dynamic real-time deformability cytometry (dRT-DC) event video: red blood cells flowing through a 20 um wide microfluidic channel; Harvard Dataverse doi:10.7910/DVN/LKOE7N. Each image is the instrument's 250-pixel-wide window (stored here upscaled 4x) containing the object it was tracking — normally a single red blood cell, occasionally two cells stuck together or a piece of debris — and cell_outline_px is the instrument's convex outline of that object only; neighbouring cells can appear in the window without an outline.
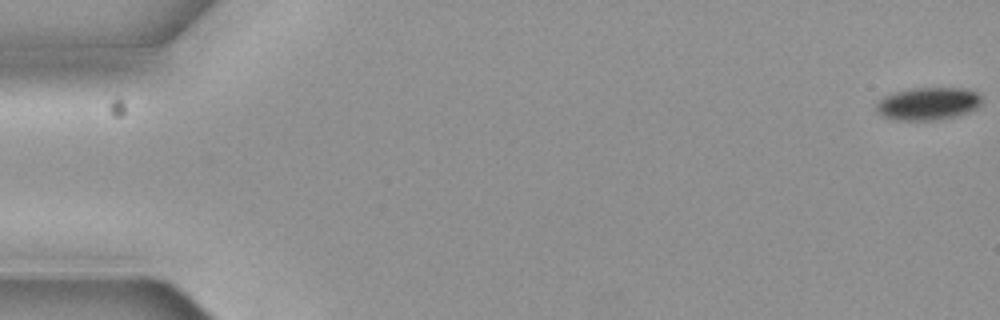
{"species": "common noctule bat (a hibernating species)", "species_latin": "Nyctalus noctula", "temperature_condition": "cold", "stored_images_in_passage": 5, "camera_frame_rate_fps": 3000, "um_per_image_px": 0.085, "animal": {"sex": "female", "body_mass_g": 19.3, "forearm_length_mm": 54.1}, "frame": {"image": 1, "passage_image": 1, "time_ms": 0.0, "image_size_px": [1000, 320], "cell_outline_px": [[980, 104], [976, 108], [968, 112], [956, 116], [932, 120], [900, 120], [884, 116], [876, 108], [876, 104], [884, 96], [892, 92], [912, 88], [968, 88], [976, 92], [980, 96]], "centroid_in_image_um": [78.89, 8.79], "position_along_channel_um": 6.1, "area_um2": 19.88}}
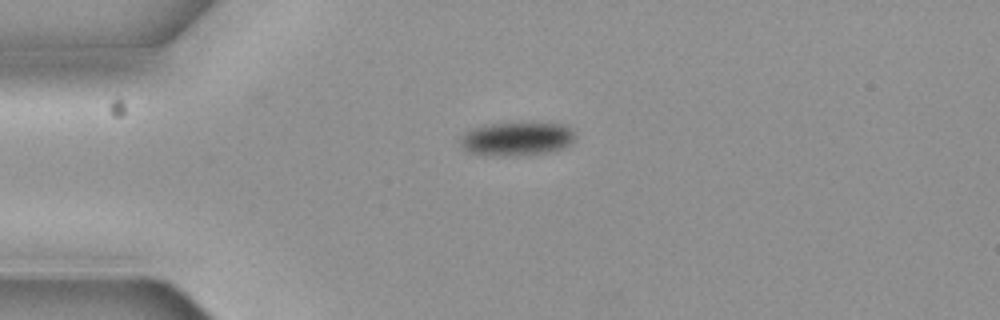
{"frame": {"image": 2, "passage_image": 5, "time_ms": 1.333, "image_size_px": [1000, 320], "cell_outline_px": [[572, 140], [564, 148], [548, 152], [516, 156], [496, 156], [468, 152], [460, 144], [460, 136], [472, 128], [488, 124], [560, 124], [568, 128], [572, 132]], "centroid_in_image_um": [43.84, 11.83], "position_along_channel_um": 41.2, "area_um2": 21.96}}